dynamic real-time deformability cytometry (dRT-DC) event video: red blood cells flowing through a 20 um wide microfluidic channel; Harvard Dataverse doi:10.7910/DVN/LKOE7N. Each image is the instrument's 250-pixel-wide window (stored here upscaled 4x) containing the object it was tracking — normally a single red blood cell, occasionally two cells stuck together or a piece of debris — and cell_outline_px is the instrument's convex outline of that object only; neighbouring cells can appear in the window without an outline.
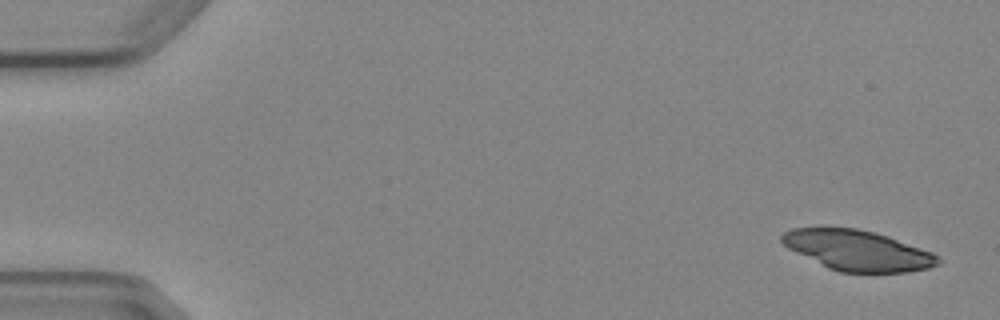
{"species": "Egyptian fruit bat (a non-hibernating species)", "species_latin": "Rousettus aegyptiacus", "temperature_condition": "cold", "stored_images_in_passage": 4, "camera_frame_rate_fps": 3000, "um_per_image_px": 0.085, "animal": {"sex": "female"}, "frame": {"image": 1, "passage_image": 1, "time_ms": 0.0, "image_size_px": [1000, 320], "cell_outline_px": [[940, 264], [928, 268], [908, 272], [840, 272], [828, 268], [788, 248], [780, 240], [780, 236], [784, 232], [792, 228], [856, 228], [876, 232], [888, 236], [932, 252], [940, 260]], "centroid_in_image_um": [72.9, 21.28], "position_along_channel_um": 12.1, "area_um2": 36.41}}